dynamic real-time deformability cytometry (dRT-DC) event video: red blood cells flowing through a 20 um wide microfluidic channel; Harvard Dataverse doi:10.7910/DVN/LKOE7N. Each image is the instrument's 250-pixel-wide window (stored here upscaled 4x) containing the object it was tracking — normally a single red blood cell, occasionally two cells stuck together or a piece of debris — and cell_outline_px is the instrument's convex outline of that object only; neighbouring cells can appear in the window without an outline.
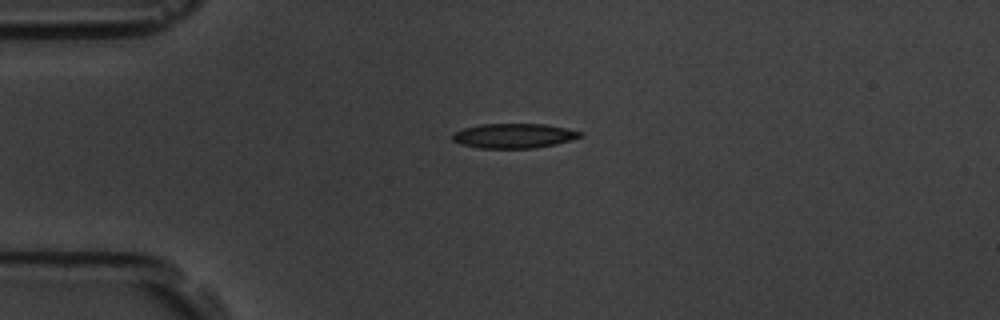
{"species": "common noctule bat (a hibernating species)", "species_latin": "Nyctalus noctula", "temperature_condition": "room temperature", "stored_images_in_passage": 2, "camera_frame_rate_fps": 3000, "um_per_image_px": 0.085, "animal": {"sex": "male", "body_mass_g": 19.5, "forearm_length_mm": 54.6}, "frame": {"image": 1, "passage_image": 1, "time_ms": 0.0, "image_size_px": [1000, 320], "cell_outline_px": [[584, 136], [556, 144], [532, 148], [480, 148], [460, 144], [452, 140], [452, 132], [464, 128], [480, 124], [544, 124], [584, 132]], "centroid_in_image_um": [43.66, 11.54], "position_along_channel_um": 41.3, "area_um2": 18.38}}